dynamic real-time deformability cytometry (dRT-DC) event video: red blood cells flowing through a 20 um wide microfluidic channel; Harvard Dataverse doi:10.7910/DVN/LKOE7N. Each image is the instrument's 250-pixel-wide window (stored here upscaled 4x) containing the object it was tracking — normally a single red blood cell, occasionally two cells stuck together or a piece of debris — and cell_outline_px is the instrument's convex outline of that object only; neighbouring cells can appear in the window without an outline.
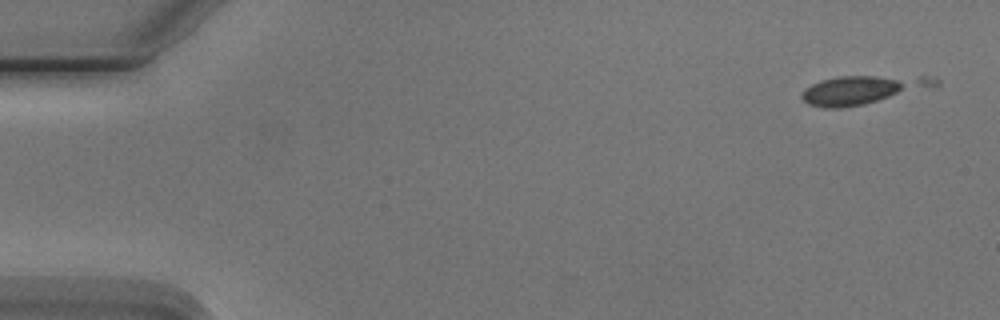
{"species": "Egyptian fruit bat (a non-hibernating species)", "species_latin": "Rousettus aegyptiacus", "temperature_condition": "cold", "stored_images_in_passage": 4, "camera_frame_rate_fps": 3000, "um_per_image_px": 0.085, "animal": {"sex": "male"}, "frame": {"image": 1, "passage_image": 1, "time_ms": 0.0, "image_size_px": [1000, 320], "cell_outline_px": [[940, 84], [864, 104], [840, 108], [824, 108], [808, 104], [800, 96], [804, 88], [820, 80], [840, 76], [936, 76], [940, 80]], "centroid_in_image_um": [73.28, 7.61], "position_along_channel_um": 11.7, "area_um2": 21.91}}